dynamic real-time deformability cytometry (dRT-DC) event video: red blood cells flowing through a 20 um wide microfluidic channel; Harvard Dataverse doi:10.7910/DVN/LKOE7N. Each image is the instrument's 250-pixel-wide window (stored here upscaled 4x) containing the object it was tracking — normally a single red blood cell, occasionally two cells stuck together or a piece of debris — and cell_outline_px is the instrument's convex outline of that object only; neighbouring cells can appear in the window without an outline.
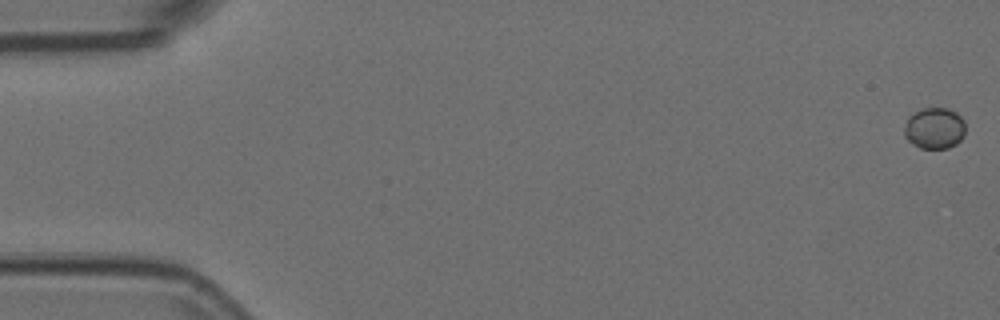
{"species": "Egyptian fruit bat (a non-hibernating species)", "species_latin": "Rousettus aegyptiacus", "temperature_condition": "room temperature", "stored_images_in_passage": 55, "camera_frame_rate_fps": 3000, "um_per_image_px": 0.085, "animal": {"sex": "female"}, "frame": {"image": 1, "passage_image": 1, "time_ms": 0.0, "image_size_px": [1000, 320], "cell_outline_px": [[964, 136], [956, 144], [948, 148], [920, 148], [912, 144], [904, 136], [904, 128], [908, 116], [912, 112], [924, 108], [948, 108], [956, 112], [964, 120]], "centroid_in_image_um": [79.41, 10.89], "position_along_channel_um": 5.6, "area_um2": 14.85}}
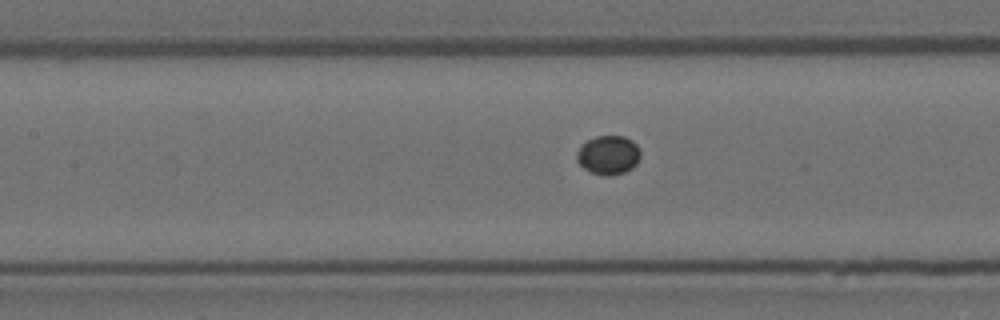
{"frame": {"image": 2, "passage_image": 25, "time_ms": 8.0, "image_size_px": [1000, 320], "cell_outline_px": [[640, 156], [636, 164], [632, 168], [624, 172], [612, 176], [604, 176], [592, 172], [584, 168], [576, 160], [576, 152], [588, 140], [596, 136], [624, 136], [632, 140], [636, 144], [640, 152]], "centroid_in_image_um": [51.72, 13.18], "position_along_channel_um": 155.7, "area_um2": 14.39}}
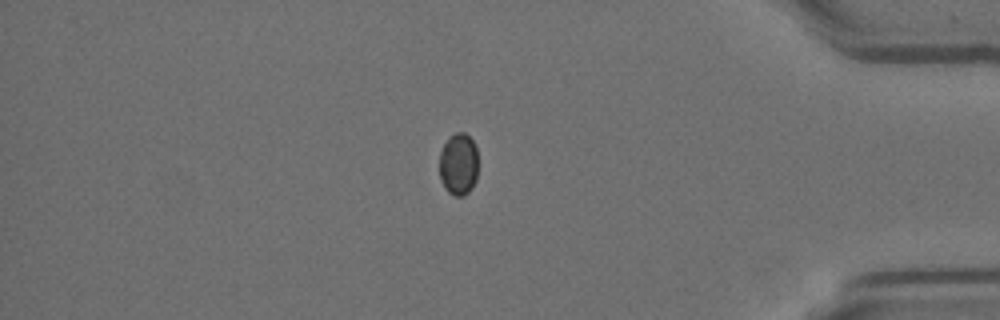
{"frame": {"image": 3, "passage_image": 47, "time_ms": 15.333, "image_size_px": [1000, 320], "cell_outline_px": [[476, 180], [472, 188], [464, 196], [456, 196], [448, 192], [444, 188], [440, 180], [440, 152], [448, 136], [456, 132], [464, 132], [476, 144]], "centroid_in_image_um": [38.96, 13.95], "position_along_channel_um": 396.2, "area_um2": 14.1}}